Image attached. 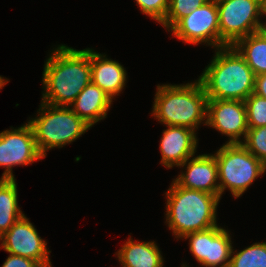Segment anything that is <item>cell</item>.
Returning <instances> with one entry per match:
<instances>
[{"label":"cell","mask_w":266,"mask_h":267,"mask_svg":"<svg viewBox=\"0 0 266 267\" xmlns=\"http://www.w3.org/2000/svg\"><path fill=\"white\" fill-rule=\"evenodd\" d=\"M23 215L18 204L16 178H0V237Z\"/></svg>","instance_id":"cell-19"},{"label":"cell","mask_w":266,"mask_h":267,"mask_svg":"<svg viewBox=\"0 0 266 267\" xmlns=\"http://www.w3.org/2000/svg\"><path fill=\"white\" fill-rule=\"evenodd\" d=\"M241 144L266 165V126L248 129Z\"/></svg>","instance_id":"cell-23"},{"label":"cell","mask_w":266,"mask_h":267,"mask_svg":"<svg viewBox=\"0 0 266 267\" xmlns=\"http://www.w3.org/2000/svg\"><path fill=\"white\" fill-rule=\"evenodd\" d=\"M121 267H164V257L156 241H127L115 252Z\"/></svg>","instance_id":"cell-17"},{"label":"cell","mask_w":266,"mask_h":267,"mask_svg":"<svg viewBox=\"0 0 266 267\" xmlns=\"http://www.w3.org/2000/svg\"><path fill=\"white\" fill-rule=\"evenodd\" d=\"M244 103L246 106L248 129L266 126V98L252 93Z\"/></svg>","instance_id":"cell-22"},{"label":"cell","mask_w":266,"mask_h":267,"mask_svg":"<svg viewBox=\"0 0 266 267\" xmlns=\"http://www.w3.org/2000/svg\"><path fill=\"white\" fill-rule=\"evenodd\" d=\"M220 48L260 31L265 15V0H219Z\"/></svg>","instance_id":"cell-7"},{"label":"cell","mask_w":266,"mask_h":267,"mask_svg":"<svg viewBox=\"0 0 266 267\" xmlns=\"http://www.w3.org/2000/svg\"><path fill=\"white\" fill-rule=\"evenodd\" d=\"M179 167L184 171L173 179L178 186L220 196L217 161L212 153L194 155Z\"/></svg>","instance_id":"cell-13"},{"label":"cell","mask_w":266,"mask_h":267,"mask_svg":"<svg viewBox=\"0 0 266 267\" xmlns=\"http://www.w3.org/2000/svg\"><path fill=\"white\" fill-rule=\"evenodd\" d=\"M233 47L256 76L266 73V36L261 31L241 38Z\"/></svg>","instance_id":"cell-18"},{"label":"cell","mask_w":266,"mask_h":267,"mask_svg":"<svg viewBox=\"0 0 266 267\" xmlns=\"http://www.w3.org/2000/svg\"><path fill=\"white\" fill-rule=\"evenodd\" d=\"M254 93L266 98V73L255 77Z\"/></svg>","instance_id":"cell-26"},{"label":"cell","mask_w":266,"mask_h":267,"mask_svg":"<svg viewBox=\"0 0 266 267\" xmlns=\"http://www.w3.org/2000/svg\"><path fill=\"white\" fill-rule=\"evenodd\" d=\"M229 267H266V241L239 251L232 248Z\"/></svg>","instance_id":"cell-20"},{"label":"cell","mask_w":266,"mask_h":267,"mask_svg":"<svg viewBox=\"0 0 266 267\" xmlns=\"http://www.w3.org/2000/svg\"><path fill=\"white\" fill-rule=\"evenodd\" d=\"M107 57L91 48V82L115 100L125 89L127 71L121 63Z\"/></svg>","instance_id":"cell-15"},{"label":"cell","mask_w":266,"mask_h":267,"mask_svg":"<svg viewBox=\"0 0 266 267\" xmlns=\"http://www.w3.org/2000/svg\"><path fill=\"white\" fill-rule=\"evenodd\" d=\"M260 31L266 36V20L263 21Z\"/></svg>","instance_id":"cell-28"},{"label":"cell","mask_w":266,"mask_h":267,"mask_svg":"<svg viewBox=\"0 0 266 267\" xmlns=\"http://www.w3.org/2000/svg\"><path fill=\"white\" fill-rule=\"evenodd\" d=\"M162 132L159 149L161 166L171 169L182 165L188 158L197 155V133L189 128L180 126H165Z\"/></svg>","instance_id":"cell-14"},{"label":"cell","mask_w":266,"mask_h":267,"mask_svg":"<svg viewBox=\"0 0 266 267\" xmlns=\"http://www.w3.org/2000/svg\"><path fill=\"white\" fill-rule=\"evenodd\" d=\"M181 267H189V265L186 264V262H183V263L181 264Z\"/></svg>","instance_id":"cell-29"},{"label":"cell","mask_w":266,"mask_h":267,"mask_svg":"<svg viewBox=\"0 0 266 267\" xmlns=\"http://www.w3.org/2000/svg\"><path fill=\"white\" fill-rule=\"evenodd\" d=\"M166 197L165 224L173 236L182 238L192 232L217 226V207L221 197L203 191L182 188L173 180Z\"/></svg>","instance_id":"cell-3"},{"label":"cell","mask_w":266,"mask_h":267,"mask_svg":"<svg viewBox=\"0 0 266 267\" xmlns=\"http://www.w3.org/2000/svg\"><path fill=\"white\" fill-rule=\"evenodd\" d=\"M10 80L8 78H4L3 76L0 75V90L6 86L7 83H9Z\"/></svg>","instance_id":"cell-27"},{"label":"cell","mask_w":266,"mask_h":267,"mask_svg":"<svg viewBox=\"0 0 266 267\" xmlns=\"http://www.w3.org/2000/svg\"><path fill=\"white\" fill-rule=\"evenodd\" d=\"M168 32L183 43L220 48L218 8L209 0L189 15L181 18Z\"/></svg>","instance_id":"cell-8"},{"label":"cell","mask_w":266,"mask_h":267,"mask_svg":"<svg viewBox=\"0 0 266 267\" xmlns=\"http://www.w3.org/2000/svg\"><path fill=\"white\" fill-rule=\"evenodd\" d=\"M256 75L233 46L216 48L198 77L208 99L245 101L254 93Z\"/></svg>","instance_id":"cell-4"},{"label":"cell","mask_w":266,"mask_h":267,"mask_svg":"<svg viewBox=\"0 0 266 267\" xmlns=\"http://www.w3.org/2000/svg\"><path fill=\"white\" fill-rule=\"evenodd\" d=\"M142 14L161 24L166 17L169 0H135Z\"/></svg>","instance_id":"cell-24"},{"label":"cell","mask_w":266,"mask_h":267,"mask_svg":"<svg viewBox=\"0 0 266 267\" xmlns=\"http://www.w3.org/2000/svg\"><path fill=\"white\" fill-rule=\"evenodd\" d=\"M206 126L227 137L225 143H242L248 131L244 101L208 99Z\"/></svg>","instance_id":"cell-12"},{"label":"cell","mask_w":266,"mask_h":267,"mask_svg":"<svg viewBox=\"0 0 266 267\" xmlns=\"http://www.w3.org/2000/svg\"><path fill=\"white\" fill-rule=\"evenodd\" d=\"M151 116L164 126H180L196 133L207 124V95L197 78L185 84H158Z\"/></svg>","instance_id":"cell-2"},{"label":"cell","mask_w":266,"mask_h":267,"mask_svg":"<svg viewBox=\"0 0 266 267\" xmlns=\"http://www.w3.org/2000/svg\"><path fill=\"white\" fill-rule=\"evenodd\" d=\"M35 225L24 214L0 237V249L39 262L43 267H53L47 241L41 238Z\"/></svg>","instance_id":"cell-11"},{"label":"cell","mask_w":266,"mask_h":267,"mask_svg":"<svg viewBox=\"0 0 266 267\" xmlns=\"http://www.w3.org/2000/svg\"><path fill=\"white\" fill-rule=\"evenodd\" d=\"M27 123L32 128L36 147L44 158L47 151L73 143L92 128L70 107L43 102H40L35 117H29Z\"/></svg>","instance_id":"cell-5"},{"label":"cell","mask_w":266,"mask_h":267,"mask_svg":"<svg viewBox=\"0 0 266 267\" xmlns=\"http://www.w3.org/2000/svg\"><path fill=\"white\" fill-rule=\"evenodd\" d=\"M51 50L43 67L41 102L69 107L91 83V48L59 44Z\"/></svg>","instance_id":"cell-1"},{"label":"cell","mask_w":266,"mask_h":267,"mask_svg":"<svg viewBox=\"0 0 266 267\" xmlns=\"http://www.w3.org/2000/svg\"><path fill=\"white\" fill-rule=\"evenodd\" d=\"M112 103L111 97L91 82L69 107L89 126L94 127L96 123L107 118Z\"/></svg>","instance_id":"cell-16"},{"label":"cell","mask_w":266,"mask_h":267,"mask_svg":"<svg viewBox=\"0 0 266 267\" xmlns=\"http://www.w3.org/2000/svg\"><path fill=\"white\" fill-rule=\"evenodd\" d=\"M1 267H43L39 262L31 260L22 256L13 255L9 256L4 261Z\"/></svg>","instance_id":"cell-25"},{"label":"cell","mask_w":266,"mask_h":267,"mask_svg":"<svg viewBox=\"0 0 266 267\" xmlns=\"http://www.w3.org/2000/svg\"><path fill=\"white\" fill-rule=\"evenodd\" d=\"M43 158L27 122L0 132V167L4 168L1 179H15L13 167L28 166Z\"/></svg>","instance_id":"cell-9"},{"label":"cell","mask_w":266,"mask_h":267,"mask_svg":"<svg viewBox=\"0 0 266 267\" xmlns=\"http://www.w3.org/2000/svg\"><path fill=\"white\" fill-rule=\"evenodd\" d=\"M213 155L217 161L221 198L226 189L233 198L241 197L258 177L266 174V165L241 143H224Z\"/></svg>","instance_id":"cell-6"},{"label":"cell","mask_w":266,"mask_h":267,"mask_svg":"<svg viewBox=\"0 0 266 267\" xmlns=\"http://www.w3.org/2000/svg\"><path fill=\"white\" fill-rule=\"evenodd\" d=\"M209 0H169V8L161 26L168 32L181 18Z\"/></svg>","instance_id":"cell-21"},{"label":"cell","mask_w":266,"mask_h":267,"mask_svg":"<svg viewBox=\"0 0 266 267\" xmlns=\"http://www.w3.org/2000/svg\"><path fill=\"white\" fill-rule=\"evenodd\" d=\"M232 234L220 225L186 234L189 251L201 267H229L233 247Z\"/></svg>","instance_id":"cell-10"}]
</instances>
